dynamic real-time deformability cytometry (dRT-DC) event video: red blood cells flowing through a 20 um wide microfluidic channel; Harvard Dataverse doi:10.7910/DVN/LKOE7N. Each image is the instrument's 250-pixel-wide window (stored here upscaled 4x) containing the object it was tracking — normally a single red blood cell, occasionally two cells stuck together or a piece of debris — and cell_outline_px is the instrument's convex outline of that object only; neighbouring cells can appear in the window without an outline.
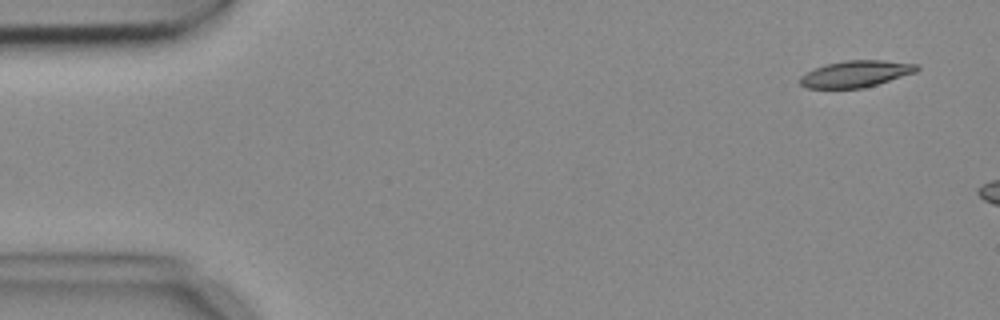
{"species": "common noctule bat (a hibernating species)", "species_latin": "Nyctalus noctula", "temperature_condition": "cold", "stored_images_in_passage": 3, "camera_frame_rate_fps": 3000, "um_per_image_px": 0.085, "animal": {"sex": "female", "body_mass_g": 18.4}, "frame": {"image": 1, "passage_image": 1, "time_ms": 0.0, "image_size_px": [1000, 320], "cell_outline_px": [[920, 68], [916, 72], [864, 88], [808, 88], [800, 84], [800, 76], [824, 64], [844, 60], [880, 60], [920, 64]], "centroid_in_image_um": [72.77, 6.27], "position_along_channel_um": 12.2, "area_um2": 18.03}}